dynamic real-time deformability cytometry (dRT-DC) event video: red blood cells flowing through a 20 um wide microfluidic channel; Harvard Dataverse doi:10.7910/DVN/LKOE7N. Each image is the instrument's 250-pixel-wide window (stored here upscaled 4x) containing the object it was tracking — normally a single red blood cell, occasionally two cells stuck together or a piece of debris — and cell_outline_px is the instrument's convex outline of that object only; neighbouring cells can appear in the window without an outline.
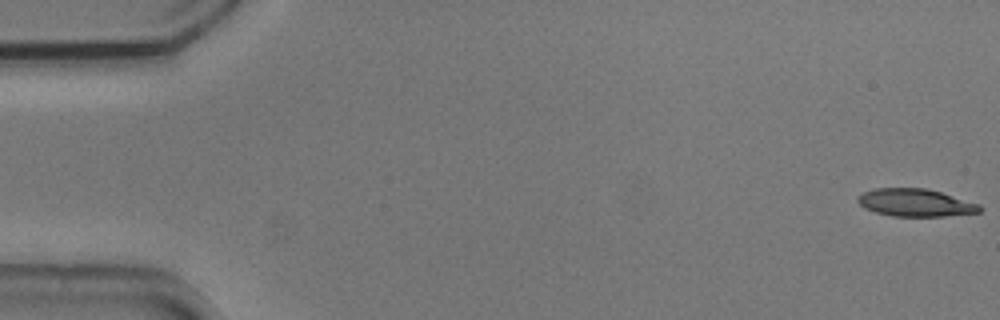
{"species": "common noctule bat (a hibernating species)", "species_latin": "Nyctalus noctula", "temperature_condition": "cold", "stored_images_in_passage": 11, "camera_frame_rate_fps": 3000, "um_per_image_px": 0.085, "animal": {"sex": "male", "body_mass_g": 20.5, "forearm_length_mm": 52.5}, "frame": {"image": 1, "passage_image": 1, "time_ms": 0.0, "image_size_px": [1000, 320], "cell_outline_px": [[984, 208], [980, 212], [944, 216], [892, 216], [876, 212], [864, 208], [856, 200], [864, 192], [876, 188], [924, 188], [940, 192], [980, 204]], "centroid_in_image_um": [77.83, 17.23], "position_along_channel_um": 7.2, "area_um2": 19.48}}